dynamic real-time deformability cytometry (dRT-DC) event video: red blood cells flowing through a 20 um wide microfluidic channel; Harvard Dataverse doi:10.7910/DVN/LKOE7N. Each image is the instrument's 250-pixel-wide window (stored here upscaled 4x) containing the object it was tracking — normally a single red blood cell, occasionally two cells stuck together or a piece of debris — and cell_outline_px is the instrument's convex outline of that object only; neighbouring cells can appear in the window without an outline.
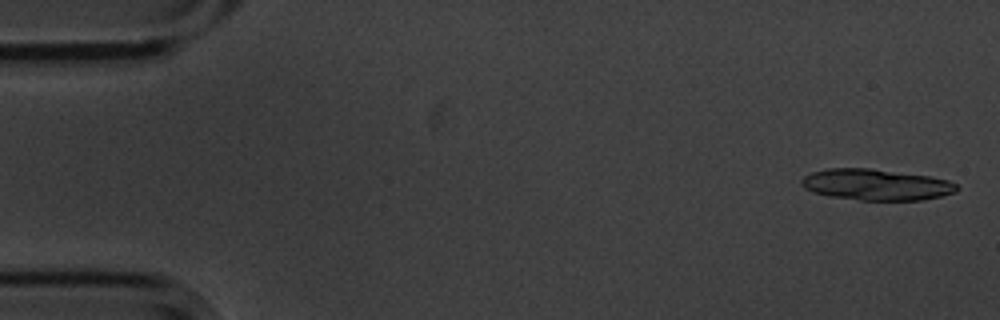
{"species": "common noctule bat (a hibernating species)", "species_latin": "Nyctalus noctula", "temperature_condition": "cold", "stored_images_in_passage": 53, "camera_frame_rate_fps": 3000, "um_per_image_px": 0.085, "animal": {"sex": "male", "body_mass_g": 20.1, "forearm_length_mm": 53.5}, "frame": {"image": 1, "passage_image": 2, "time_ms": 0.333, "image_size_px": [1000, 320], "cell_outline_px": [[960, 188], [956, 192], [924, 200], [860, 200], [832, 196], [812, 192], [804, 188], [800, 184], [800, 180], [804, 176], [812, 172], [828, 168], [868, 168], [928, 176], [948, 180], [956, 184]], "centroid_in_image_um": [74.46, 15.7], "position_along_channel_um": 10.5, "area_um2": 28.15}}
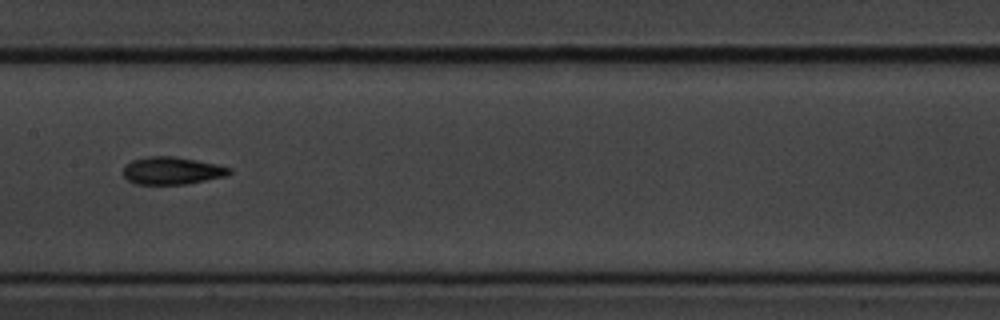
{"frame": {"image": 2, "passage_image": 28, "time_ms": 9.0, "image_size_px": [1000, 320], "cell_outline_px": [[232, 172], [228, 176], [184, 184], [136, 184], [128, 180], [124, 176], [124, 164], [132, 160], [148, 156], [176, 156], [216, 164], [232, 168]], "centroid_in_image_um": [14.63, 14.5], "position_along_channel_um": 192.8, "area_um2": 17.11}}
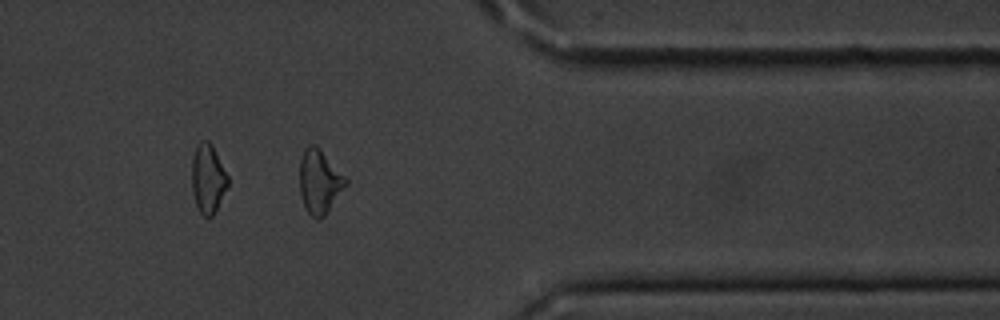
{"frame": {"image": 3, "passage_image": 45, "time_ms": 14.667, "image_size_px": [1000, 320], "cell_outline_px": [[348, 184], [324, 216], [320, 220], [316, 220], [308, 212], [300, 196], [300, 156], [304, 148], [308, 144], [316, 144], [320, 148], [348, 180]], "centroid_in_image_um": [27.15, 15.42], "position_along_channel_um": 384.3, "area_um2": 17.28}, "authors_computed_cell_mechanics": {"area_um2": 17.3978, "velocity_mm_per_s": 3.6113, "shape_relaxation_time_tau1_ms": 2.7314, "shape_relaxation_time_tau2_ms": 7.1094, "deformation_change_tau1": 0.1146, "deformation_change_tau2": 0.1545}}